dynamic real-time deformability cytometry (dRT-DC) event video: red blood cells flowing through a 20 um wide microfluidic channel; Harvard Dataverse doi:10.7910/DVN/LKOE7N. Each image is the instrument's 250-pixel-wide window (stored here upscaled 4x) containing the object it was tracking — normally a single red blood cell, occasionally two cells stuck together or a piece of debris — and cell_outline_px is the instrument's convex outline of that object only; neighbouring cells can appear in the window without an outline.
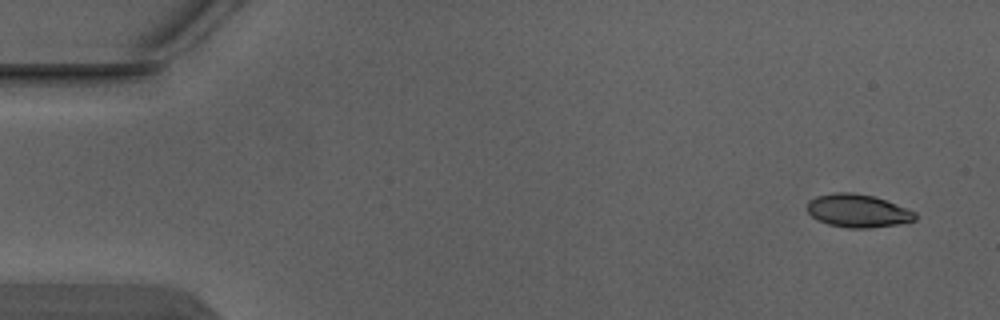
{"species": "Egyptian fruit bat (a non-hibernating species)", "species_latin": "Rousettus aegyptiacus", "temperature_condition": "warm", "stored_images_in_passage": 4, "camera_frame_rate_fps": 3000, "um_per_image_px": 0.085, "animal": {"sex": "male"}, "frame": {"image": 1, "passage_image": 1, "time_ms": 0.0, "image_size_px": [1000, 320], "cell_outline_px": [[916, 220], [896, 224], [868, 228], [848, 228], [828, 224], [816, 220], [808, 212], [808, 200], [816, 196], [832, 192], [852, 192], [872, 196], [884, 200], [916, 212]], "centroid_in_image_um": [72.87, 17.91], "position_along_channel_um": 12.1, "area_um2": 20.69}}
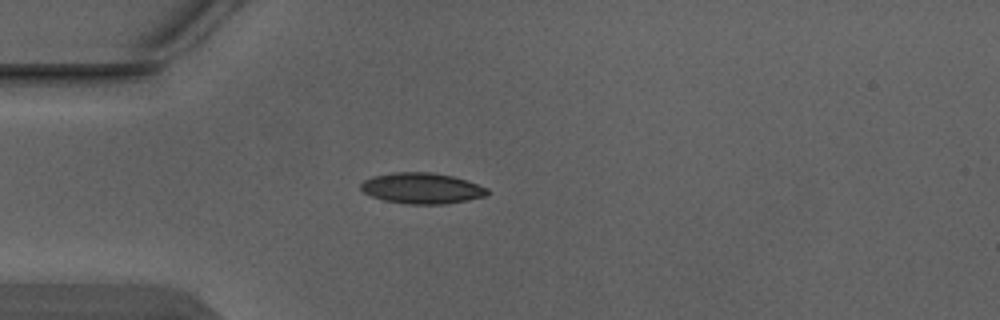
{"frame": {"image": 2, "passage_image": 4, "time_ms": 1.0, "image_size_px": [1000, 320], "cell_outline_px": [[488, 196], [444, 204], [408, 204], [384, 200], [372, 196], [364, 192], [360, 188], [360, 184], [364, 180], [372, 176], [392, 172], [432, 172], [452, 176], [488, 188]], "centroid_in_image_um": [35.84, 16.0], "position_along_channel_um": 49.2, "area_um2": 22.66}}